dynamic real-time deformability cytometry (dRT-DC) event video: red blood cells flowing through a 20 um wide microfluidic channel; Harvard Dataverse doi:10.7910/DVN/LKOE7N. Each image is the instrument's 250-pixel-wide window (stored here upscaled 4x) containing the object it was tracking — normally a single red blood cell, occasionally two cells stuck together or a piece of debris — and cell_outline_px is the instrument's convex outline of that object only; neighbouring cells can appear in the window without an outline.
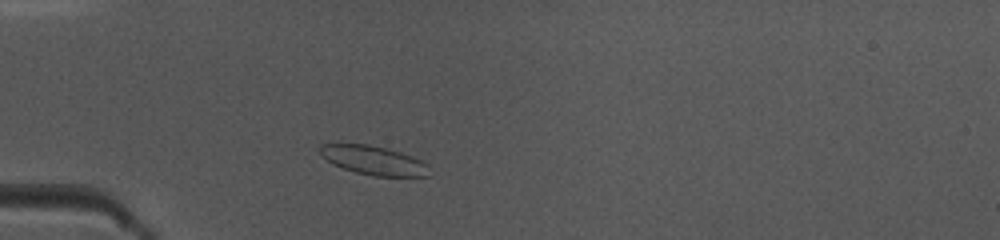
{"species": "common noctule bat (a hibernating species)", "species_latin": "Nyctalus noctula", "temperature_condition": "warm", "stored_images_in_passage": 43, "camera_frame_rate_fps": 3000, "um_per_image_px": 0.085, "animal": {"sex": "female", "body_mass_g": 10.0, "forearm_length_mm": 53.1}, "frame": {"image": 1, "passage_image": 8, "time_ms": 2.333, "image_size_px": [1000, 240], "cell_outline_px": [[428, 176], [376, 176], [356, 172], [332, 164], [320, 156], [320, 144], [368, 144], [400, 152], [412, 156], [420, 160], [424, 164]], "centroid_in_image_um": [31.67, 13.62], "position_along_channel_um": 53.3, "area_um2": 18.03}}
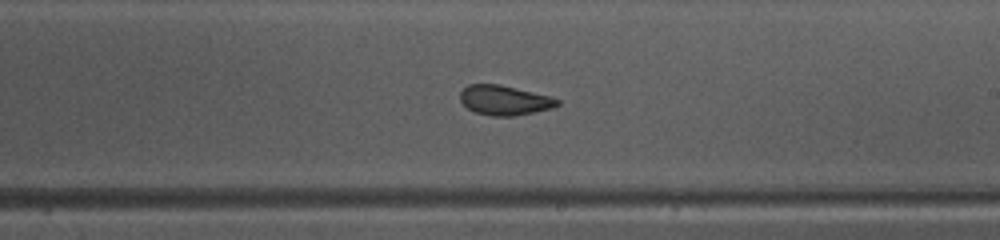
{"frame": {"image": 2, "passage_image": 23, "time_ms": 7.333, "image_size_px": [1000, 240], "cell_outline_px": [[560, 104], [552, 108], [512, 116], [492, 116], [476, 112], [468, 108], [460, 100], [460, 92], [468, 84], [500, 84], [552, 96], [560, 100]], "centroid_in_image_um": [42.9, 8.51], "position_along_channel_um": 246.1, "area_um2": 16.82}}
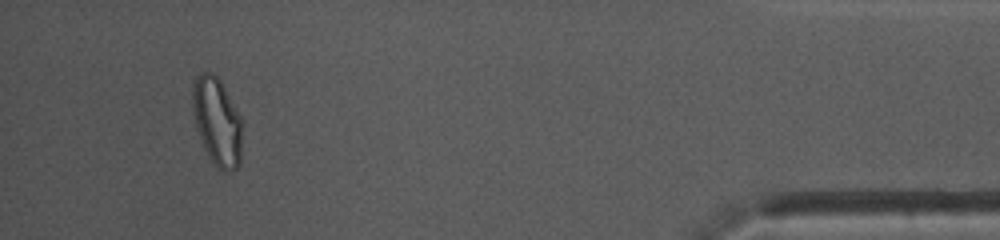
{"frame": {"image": 3, "passage_image": 40, "time_ms": 13.0, "image_size_px": [1000, 240], "cell_outline_px": [[240, 164], [236, 168], [228, 172], [216, 168], [208, 156], [204, 148], [196, 128], [192, 112], [192, 84], [196, 76], [200, 72], [216, 72], [240, 116]], "centroid_in_image_um": [18.4, 10.3], "position_along_channel_um": 416.8, "area_um2": 25.49}, "authors_computed_cell_mechanics": {"area_um2": 18.3804, "velocity_mm_per_s": 4.0419, "shape_relaxation_time_tau1_ms": null, "shape_relaxation_time_tau2_ms": 0.8838, "deformation_change_tau1": null, "deformation_change_tau2": 0.0594}}